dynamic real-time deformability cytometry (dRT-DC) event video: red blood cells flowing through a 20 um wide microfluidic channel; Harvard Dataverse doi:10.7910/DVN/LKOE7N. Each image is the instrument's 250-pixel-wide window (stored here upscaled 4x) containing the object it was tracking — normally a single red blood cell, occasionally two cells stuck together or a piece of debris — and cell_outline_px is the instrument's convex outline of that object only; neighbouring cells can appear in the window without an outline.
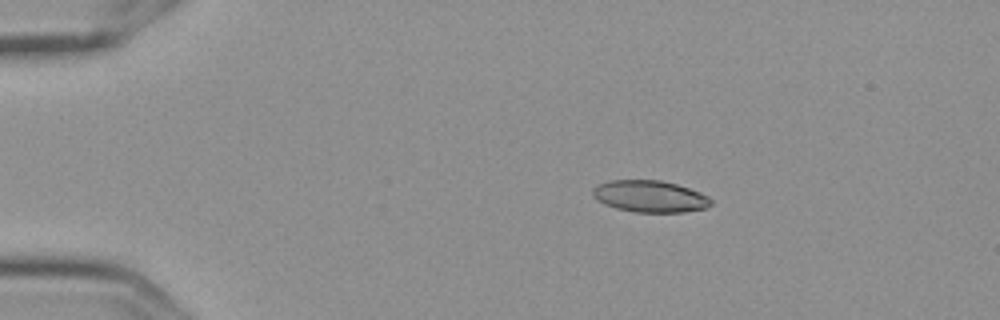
{"species": "Egyptian fruit bat (a non-hibernating species)", "species_latin": "Rousettus aegyptiacus", "temperature_condition": "cold", "stored_images_in_passage": 6, "camera_frame_rate_fps": 3000, "um_per_image_px": 0.085, "frame": {"image": 1, "passage_image": 3, "time_ms": 0.667, "image_size_px": [1000, 320], "cell_outline_px": [[712, 204], [708, 208], [684, 212], [632, 212], [616, 208], [604, 204], [596, 200], [592, 196], [592, 188], [596, 184], [612, 180], [660, 180], [676, 184], [700, 192], [708, 196], [712, 200]], "centroid_in_image_um": [55.22, 16.69], "position_along_channel_um": 29.8, "area_um2": 22.14}}
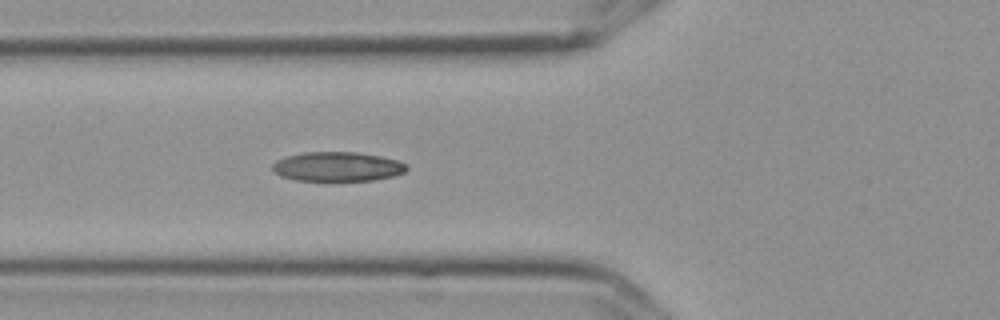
{"frame": {"image": 2, "passage_image": 6, "time_ms": 1.667, "image_size_px": [1000, 320], "cell_outline_px": [[408, 168], [404, 172], [392, 176], [372, 180], [296, 180], [280, 176], [272, 168], [272, 164], [276, 160], [284, 156], [304, 152], [356, 152], [380, 156], [396, 160], [408, 164]], "centroid_in_image_um": [28.66, 14.15], "position_along_channel_um": 97.1, "area_um2": 22.89}}